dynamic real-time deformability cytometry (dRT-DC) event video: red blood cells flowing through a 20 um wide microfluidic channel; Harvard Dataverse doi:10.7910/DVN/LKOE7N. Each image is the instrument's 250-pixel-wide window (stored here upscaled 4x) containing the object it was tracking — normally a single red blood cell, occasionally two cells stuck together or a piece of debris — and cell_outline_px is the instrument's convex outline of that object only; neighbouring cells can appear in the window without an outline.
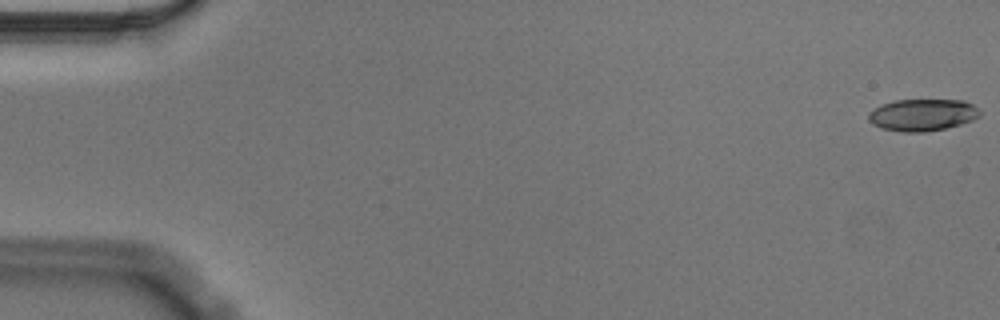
{"species": "Egyptian fruit bat (a non-hibernating species)", "species_latin": "Rousettus aegyptiacus", "temperature_condition": "cold", "stored_images_in_passage": 16, "camera_frame_rate_fps": 3000, "um_per_image_px": 0.085, "animal": {"sex": "male"}, "frame": {"image": 1, "passage_image": 1, "time_ms": 0.0, "image_size_px": [1000, 320], "cell_outline_px": [[980, 116], [972, 120], [960, 124], [944, 128], [924, 132], [904, 132], [880, 128], [872, 124], [868, 120], [868, 112], [884, 104], [896, 100], [964, 100], [972, 104], [980, 112]], "centroid_in_image_um": [78.39, 9.77], "position_along_channel_um": 6.6, "area_um2": 20.58}}